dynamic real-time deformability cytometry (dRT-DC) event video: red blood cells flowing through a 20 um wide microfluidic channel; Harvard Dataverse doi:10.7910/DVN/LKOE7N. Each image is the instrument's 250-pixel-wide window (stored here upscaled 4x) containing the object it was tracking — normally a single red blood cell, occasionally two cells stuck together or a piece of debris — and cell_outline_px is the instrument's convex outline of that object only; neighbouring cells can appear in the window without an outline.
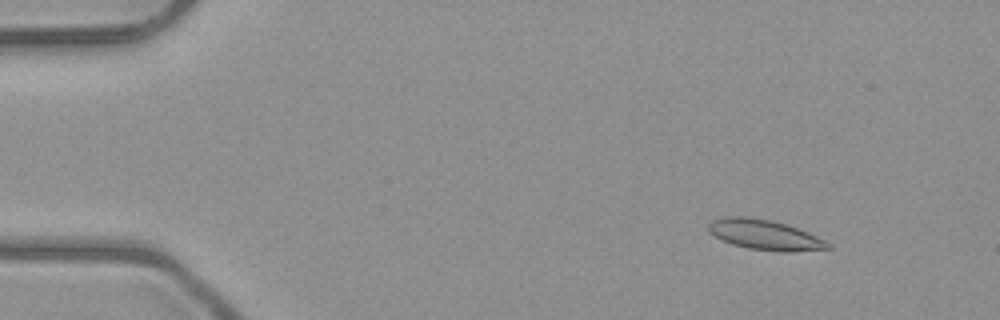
{"species": "common noctule bat (a hibernating species)", "species_latin": "Nyctalus noctula", "temperature_condition": "room temperature", "stored_images_in_passage": 6, "camera_frame_rate_fps": 3000, "um_per_image_px": 0.085, "animal": {"sex": "male", "body_mass_g": 23.1, "forearm_length_mm": 52.7}, "frame": {"image": 1, "passage_image": 2, "time_ms": 1.0, "image_size_px": [1000, 320], "cell_outline_px": [[832, 248], [792, 252], [780, 252], [748, 248], [732, 244], [708, 232], [708, 224], [712, 220], [724, 216], [748, 216], [772, 220], [808, 232], [832, 244]], "centroid_in_image_um": [65.0, 19.95], "position_along_channel_um": 20.0, "area_um2": 20.98}}
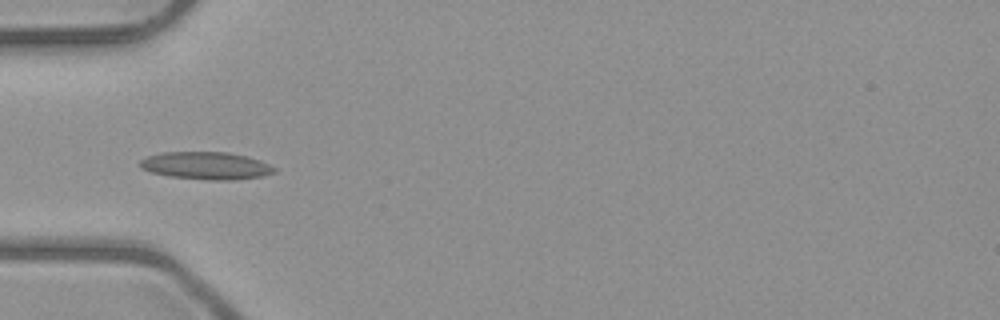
{"frame": {"image": 2, "passage_image": 5, "time_ms": 4.667, "image_size_px": [1000, 320], "cell_outline_px": [[276, 172], [264, 176], [236, 180], [208, 180], [168, 176], [152, 172], [140, 168], [140, 160], [148, 156], [160, 152], [228, 152], [248, 156], [260, 160], [276, 168]], "centroid_in_image_um": [17.55, 14.08], "position_along_channel_um": 67.5, "area_um2": 21.73}}
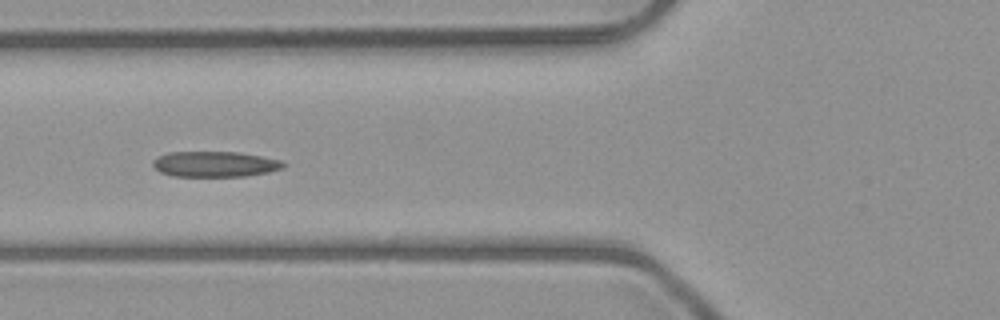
{"frame": {"image": 3, "passage_image": 6, "time_ms": 5.667, "image_size_px": [1000, 320], "cell_outline_px": [[288, 164], [284, 168], [268, 172], [244, 176], [172, 176], [160, 172], [152, 164], [152, 160], [168, 152], [240, 152], [280, 160]], "centroid_in_image_um": [18.28, 13.95], "position_along_channel_um": 107.5, "area_um2": 19.42}}